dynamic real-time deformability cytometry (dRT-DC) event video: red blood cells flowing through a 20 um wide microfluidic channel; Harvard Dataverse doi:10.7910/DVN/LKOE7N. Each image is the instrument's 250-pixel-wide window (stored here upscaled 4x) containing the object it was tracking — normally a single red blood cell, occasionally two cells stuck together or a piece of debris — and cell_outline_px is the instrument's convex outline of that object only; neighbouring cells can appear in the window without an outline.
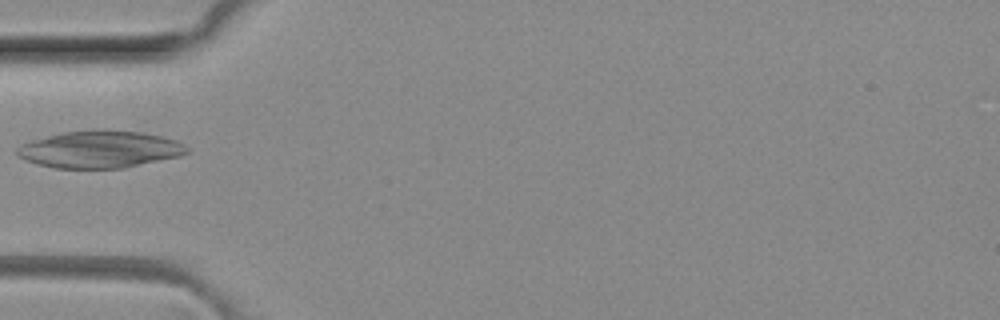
{"species": "common noctule bat (a hibernating species)", "species_latin": "Nyctalus noctula", "temperature_condition": "room temperature", "stored_images_in_passage": 4, "camera_frame_rate_fps": 3000, "um_per_image_px": 0.085, "animal": {"sex": "female", "body_mass_g": 29.2, "forearm_length_mm": 56.3}, "frame": {"image": 1, "passage_image": 4, "time_ms": 1.0, "image_size_px": [1000, 320], "cell_outline_px": [[188, 152], [180, 156], [124, 168], [52, 168], [36, 164], [24, 160], [16, 156], [16, 148], [20, 144], [32, 140], [64, 132], [96, 128], [104, 128], [140, 132], [160, 136], [176, 140], [184, 144], [188, 148]], "centroid_in_image_um": [8.45, 12.68], "position_along_channel_um": 76.6, "area_um2": 37.22}}